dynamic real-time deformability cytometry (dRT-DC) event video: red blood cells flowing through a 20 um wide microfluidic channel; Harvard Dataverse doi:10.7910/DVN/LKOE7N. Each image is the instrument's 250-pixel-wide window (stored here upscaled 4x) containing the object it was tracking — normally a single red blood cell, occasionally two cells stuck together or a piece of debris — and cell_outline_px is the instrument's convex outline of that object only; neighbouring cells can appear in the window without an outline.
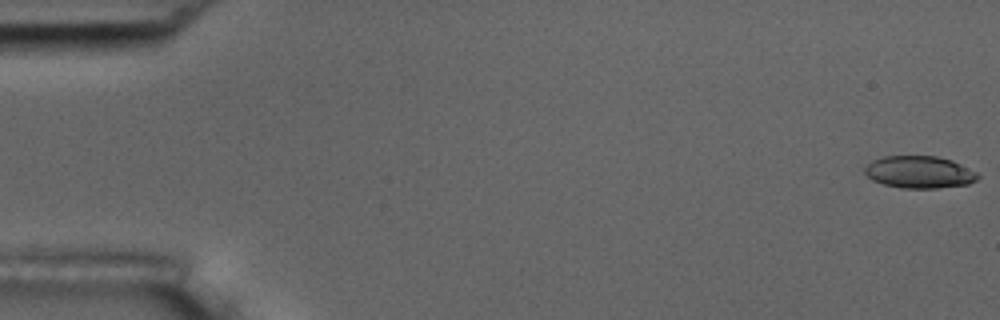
{"species": "common noctule bat (a hibernating species)", "species_latin": "Nyctalus noctula", "temperature_condition": "room temperature", "stored_images_in_passage": 5, "camera_frame_rate_fps": 3000, "um_per_image_px": 0.085, "animal": {"sex": "male", "body_mass_g": 17.5, "forearm_length_mm": 52.3}, "frame": {"image": 1, "passage_image": 1, "time_ms": 0.0, "image_size_px": [1000, 320], "cell_outline_px": [[980, 176], [976, 180], [968, 184], [936, 188], [900, 188], [884, 184], [872, 180], [864, 172], [864, 168], [872, 160], [884, 156], [936, 156], [952, 160], [976, 172]], "centroid_in_image_um": [78.13, 14.63], "position_along_channel_um": 6.9, "area_um2": 21.15}}
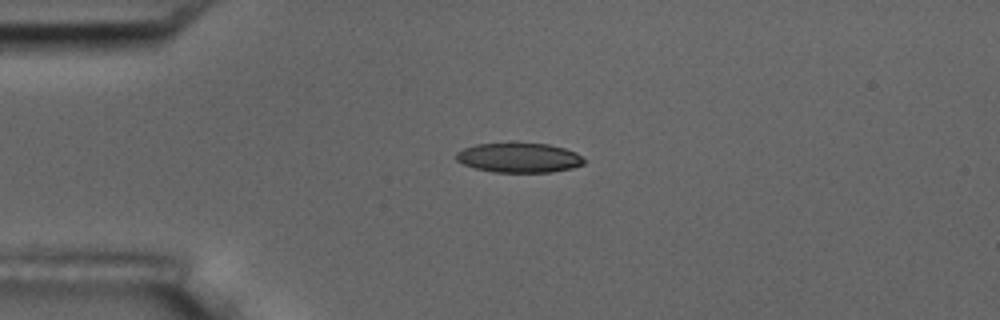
{"frame": {"image": 2, "passage_image": 4, "time_ms": 1.0, "image_size_px": [1000, 320], "cell_outline_px": [[584, 164], [572, 168], [552, 172], [492, 172], [476, 168], [464, 164], [456, 160], [456, 152], [464, 148], [476, 144], [548, 144], [564, 148], [576, 152], [584, 160]], "centroid_in_image_um": [44.12, 13.42], "position_along_channel_um": 40.9, "area_um2": 21.79}}